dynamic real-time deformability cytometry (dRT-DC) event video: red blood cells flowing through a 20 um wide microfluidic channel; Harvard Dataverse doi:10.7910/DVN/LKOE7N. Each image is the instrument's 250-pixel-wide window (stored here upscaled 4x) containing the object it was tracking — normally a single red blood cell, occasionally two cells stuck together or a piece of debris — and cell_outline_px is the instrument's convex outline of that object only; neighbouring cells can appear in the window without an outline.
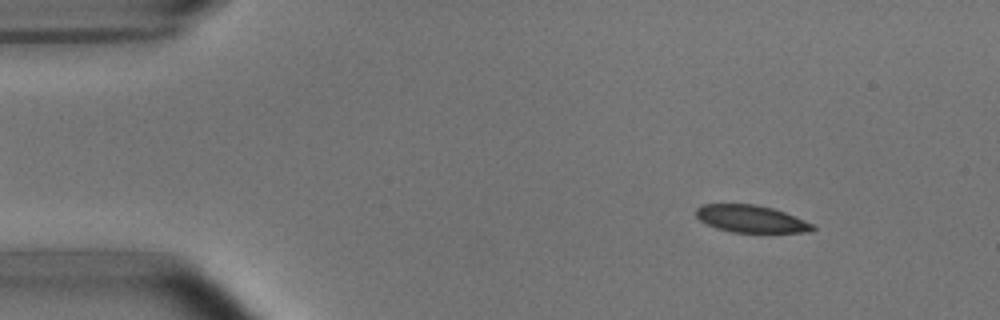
{"species": "common noctule bat (a hibernating species)", "species_latin": "Nyctalus noctula", "temperature_condition": "room temperature", "stored_images_in_passage": 53, "camera_frame_rate_fps": 3000, "um_per_image_px": 0.085, "animal": {"sex": "male", "body_mass_g": 15.6}, "frame": {"image": 1, "passage_image": 7, "time_ms": 2.0, "image_size_px": [1000, 320], "cell_outline_px": [[816, 228], [808, 232], [732, 232], [716, 228], [700, 220], [696, 216], [696, 208], [704, 204], [756, 204], [772, 208], [784, 212], [804, 220], [812, 224]], "centroid_in_image_um": [63.81, 18.6], "position_along_channel_um": 21.2, "area_um2": 18.32}}
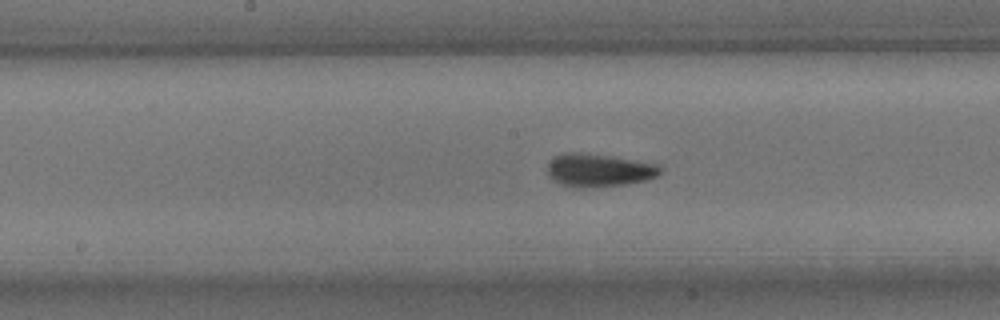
{"frame": {"image": 2, "passage_image": 27, "time_ms": 8.667, "image_size_px": [1000, 320], "cell_outline_px": [[664, 168], [656, 176], [648, 180], [624, 184], [580, 188], [576, 188], [560, 184], [552, 180], [548, 176], [548, 164], [552, 156], [564, 152], [580, 152], [612, 156], [656, 164]], "centroid_in_image_um": [50.85, 14.46], "position_along_channel_um": 197.3, "area_um2": 21.91}}
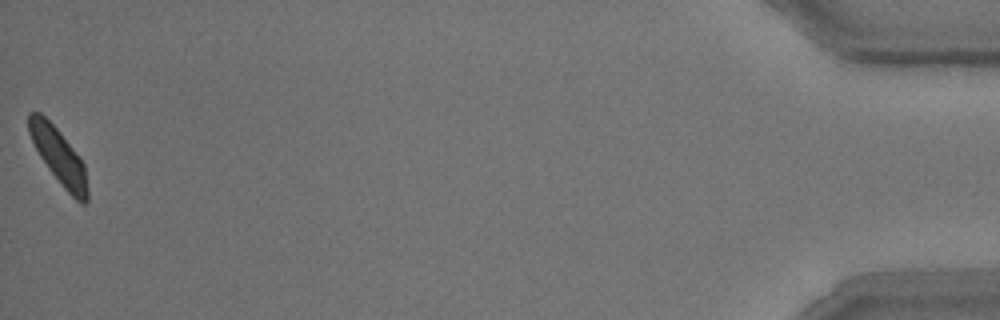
{"frame": {"image": 3, "passage_image": 53, "time_ms": 17.333, "image_size_px": [1000, 320], "cell_outline_px": [[88, 200], [84, 204], [80, 204], [64, 188], [48, 168], [40, 156], [28, 132], [28, 112], [40, 112], [56, 128], [80, 156], [84, 164], [88, 188]], "centroid_in_image_um": [5.01, 13.29], "position_along_channel_um": 430.2, "area_um2": 18.9}, "authors_computed_cell_mechanics": {"area_um2": 20.0566, "velocity_mm_per_s": 3.8006, "shape_relaxation_time_tau1_ms": 3.5524, "shape_relaxation_time_tau2_ms": 0.6707, "deformation_change_tau1": 0.107, "deformation_change_tau2": 0.0459}}